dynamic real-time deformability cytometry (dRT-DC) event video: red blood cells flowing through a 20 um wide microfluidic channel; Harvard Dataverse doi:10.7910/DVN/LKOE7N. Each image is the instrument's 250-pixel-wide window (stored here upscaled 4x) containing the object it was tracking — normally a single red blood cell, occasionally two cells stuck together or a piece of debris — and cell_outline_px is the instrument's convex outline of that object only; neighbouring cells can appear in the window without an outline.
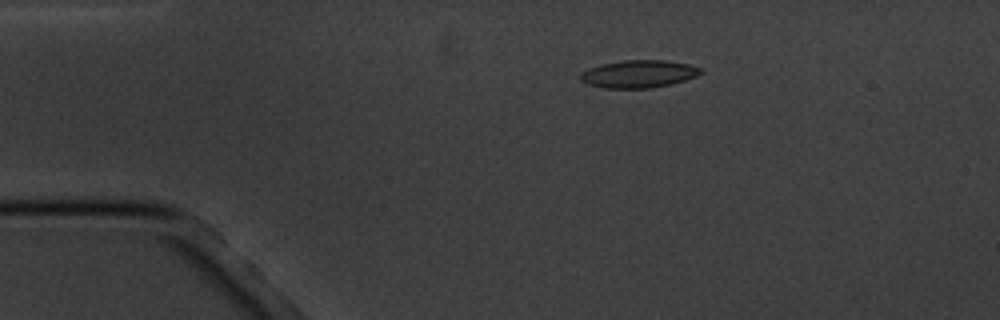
{"species": "common noctule bat (a hibernating species)", "species_latin": "Nyctalus noctula", "temperature_condition": "cold", "stored_images_in_passage": 10, "camera_frame_rate_fps": 3000, "um_per_image_px": 0.085, "animal": {"sex": "male", "body_mass_g": 20.1, "forearm_length_mm": 53.5}, "frame": {"image": 1, "passage_image": 3, "time_ms": 2.333, "image_size_px": [1000, 320], "cell_outline_px": [[704, 72], [696, 76], [672, 84], [648, 88], [604, 88], [588, 84], [580, 80], [580, 72], [588, 68], [600, 64], [624, 60], [664, 60], [688, 64], [700, 68]], "centroid_in_image_um": [54.26, 6.28], "position_along_channel_um": 30.7, "area_um2": 19.36}}
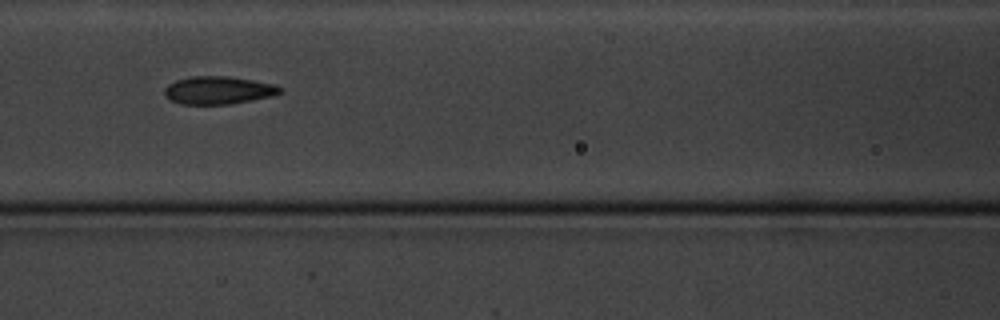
{"frame": {"image": 2, "passage_image": 7, "time_ms": 7.0, "image_size_px": [1000, 320], "cell_outline_px": [[280, 92], [272, 96], [252, 100], [228, 104], [180, 104], [164, 96], [164, 88], [168, 84], [176, 80], [192, 76], [228, 76], [276, 84], [280, 88]], "centroid_in_image_um": [18.52, 7.67], "position_along_channel_um": 148.1, "area_um2": 18.67}}
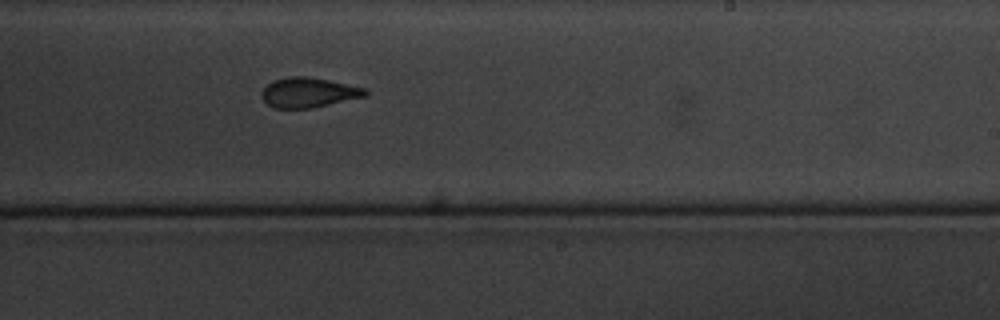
{"frame": {"image": 3, "passage_image": 10, "time_ms": 10.333, "image_size_px": [1000, 320], "cell_outline_px": [[368, 96], [312, 108], [272, 108], [260, 96], [260, 92], [272, 80], [288, 76], [308, 76], [368, 88]], "centroid_in_image_um": [26.24, 7.86], "position_along_channel_um": 262.8, "area_um2": 18.32}}